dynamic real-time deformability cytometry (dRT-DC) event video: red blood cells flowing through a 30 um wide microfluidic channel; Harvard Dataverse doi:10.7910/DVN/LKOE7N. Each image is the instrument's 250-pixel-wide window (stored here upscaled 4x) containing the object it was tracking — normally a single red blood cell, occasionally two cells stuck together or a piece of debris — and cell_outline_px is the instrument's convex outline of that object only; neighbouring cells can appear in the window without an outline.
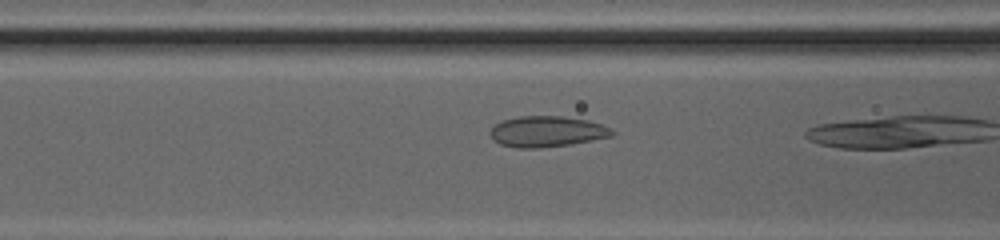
{"species": "common noctule bat (a hibernating species)", "species_latin": "Nyctalus noctula", "temperature_condition": "cold", "stored_images_in_passage": 6, "camera_frame_rate_fps": 3000, "um_per_image_px": 0.085, "animal": {"sex": "female", "body_mass_g": 20.0, "forearm_length_mm": 54.0}, "frame": {"image": 1, "passage_image": 5, "time_ms": 1.333, "image_size_px": [1000, 240], "cell_outline_px": [[616, 132], [612, 136], [572, 144], [540, 148], [516, 148], [500, 144], [492, 140], [488, 132], [496, 124], [504, 120], [520, 116], [564, 116], [588, 120], [600, 124]], "centroid_in_image_um": [46.46, 11.19], "position_along_channel_um": 120.1, "area_um2": 21.96}}